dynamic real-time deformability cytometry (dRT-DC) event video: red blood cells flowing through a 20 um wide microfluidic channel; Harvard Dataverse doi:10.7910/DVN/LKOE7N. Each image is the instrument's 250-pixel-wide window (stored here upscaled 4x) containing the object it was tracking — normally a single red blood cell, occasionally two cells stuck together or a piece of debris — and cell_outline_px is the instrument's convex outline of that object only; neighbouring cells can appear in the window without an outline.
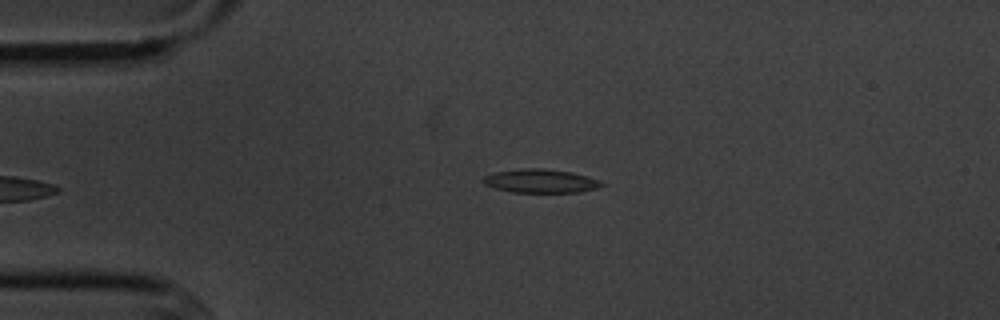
{"species": "common noctule bat (a hibernating species)", "species_latin": "Nyctalus noctula", "temperature_condition": "cold", "stored_images_in_passage": 3, "camera_frame_rate_fps": 3000, "um_per_image_px": 0.085, "animal": {"sex": "male", "body_mass_g": 20.1, "forearm_length_mm": 53.5}, "frame": {"image": 1, "passage_image": 3, "time_ms": 3.333, "image_size_px": [1000, 320], "cell_outline_px": [[604, 184], [596, 188], [580, 192], [512, 192], [496, 188], [484, 184], [484, 176], [496, 172], [524, 168], [544, 168], [572, 172], [588, 176], [600, 180]], "centroid_in_image_um": [45.99, 15.38], "position_along_channel_um": 39.0, "area_um2": 16.18}}